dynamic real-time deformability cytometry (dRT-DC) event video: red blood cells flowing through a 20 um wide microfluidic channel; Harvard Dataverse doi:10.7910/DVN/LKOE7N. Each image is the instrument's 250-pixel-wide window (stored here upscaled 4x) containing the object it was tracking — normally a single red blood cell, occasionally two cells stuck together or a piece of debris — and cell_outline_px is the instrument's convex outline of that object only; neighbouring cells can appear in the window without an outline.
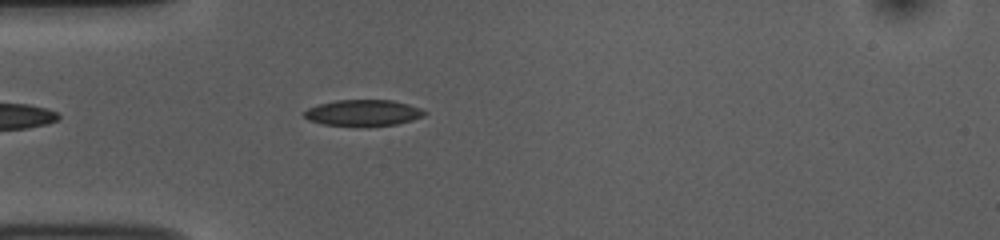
{"species": "common noctule bat (a hibernating species)", "species_latin": "Nyctalus noctula", "temperature_condition": "room temperature", "stored_images_in_passage": 6, "camera_frame_rate_fps": 3000, "um_per_image_px": 0.085, "animal": {"sex": "female", "body_mass_g": 10.0, "forearm_length_mm": 53.1}, "frame": {"image": 1, "passage_image": 2, "time_ms": 0.333, "image_size_px": [1000, 240], "cell_outline_px": [[428, 112], [424, 116], [412, 120], [396, 124], [364, 128], [356, 128], [320, 124], [308, 120], [304, 116], [304, 112], [308, 108], [320, 104], [336, 100], [392, 100], [408, 104], [420, 108]], "centroid_in_image_um": [30.86, 9.63], "position_along_channel_um": 54.1, "area_um2": 18.96}}